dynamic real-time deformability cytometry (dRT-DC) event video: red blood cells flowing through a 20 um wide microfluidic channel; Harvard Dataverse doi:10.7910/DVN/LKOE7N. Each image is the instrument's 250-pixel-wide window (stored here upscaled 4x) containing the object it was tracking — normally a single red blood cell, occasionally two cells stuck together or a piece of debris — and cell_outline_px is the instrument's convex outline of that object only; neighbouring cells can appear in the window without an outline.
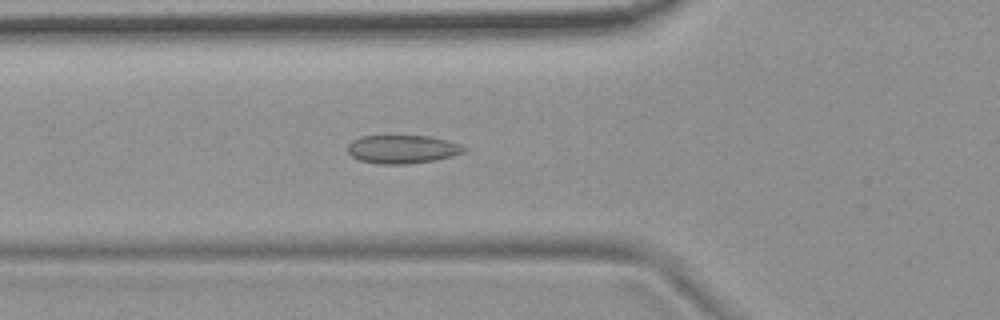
{"species": "common noctule bat (a hibernating species)", "species_latin": "Nyctalus noctula", "temperature_condition": "room temperature", "stored_images_in_passage": 17, "camera_frame_rate_fps": 3000, "um_per_image_px": 0.085, "animal": {"sex": "female", "body_mass_g": 19.9}, "frame": {"image": 1, "passage_image": 10, "time_ms": 3.0, "image_size_px": [1000, 320], "cell_outline_px": [[464, 152], [452, 156], [432, 160], [408, 164], [380, 164], [360, 160], [352, 156], [348, 152], [348, 144], [352, 140], [360, 136], [428, 136], [460, 144], [464, 148]], "centroid_in_image_um": [34.15, 12.68], "position_along_channel_um": 91.6, "area_um2": 18.96}}